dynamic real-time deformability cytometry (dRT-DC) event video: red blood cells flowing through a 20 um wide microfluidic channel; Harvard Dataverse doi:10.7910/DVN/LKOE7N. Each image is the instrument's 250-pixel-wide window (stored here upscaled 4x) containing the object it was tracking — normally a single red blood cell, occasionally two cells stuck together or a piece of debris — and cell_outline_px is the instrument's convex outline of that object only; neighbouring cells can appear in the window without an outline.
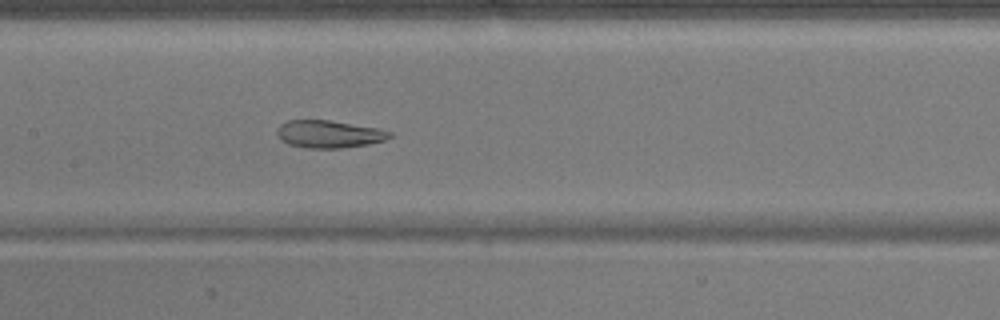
{"species": "common noctule bat (a hibernating species)", "species_latin": "Nyctalus noctula", "temperature_condition": "warm", "stored_images_in_passage": 51, "camera_frame_rate_fps": 3000, "um_per_image_px": 0.085, "animal": {"sex": "male", "body_mass_g": 17.9}, "frame": {"image": 1, "passage_image": 24, "time_ms": 7.667, "image_size_px": [1000, 320], "cell_outline_px": [[392, 136], [384, 140], [368, 144], [340, 148], [304, 148], [288, 144], [280, 140], [276, 136], [276, 128], [280, 124], [288, 120], [328, 120], [380, 128], [392, 132]], "centroid_in_image_um": [27.92, 11.39], "position_along_channel_um": 179.5, "area_um2": 18.26}}
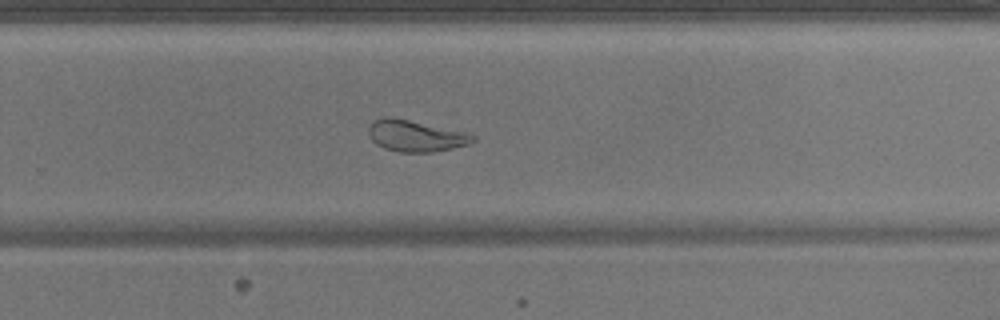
{"frame": {"image": 2, "passage_image": 33, "time_ms": 10.667, "image_size_px": [1000, 320], "cell_outline_px": [[476, 140], [468, 144], [452, 148], [432, 152], [400, 152], [384, 148], [376, 144], [368, 136], [368, 128], [372, 120], [384, 116], [388, 116], [468, 132], [476, 136]], "centroid_in_image_um": [35.31, 11.54], "position_along_channel_um": 294.5, "area_um2": 19.19}}
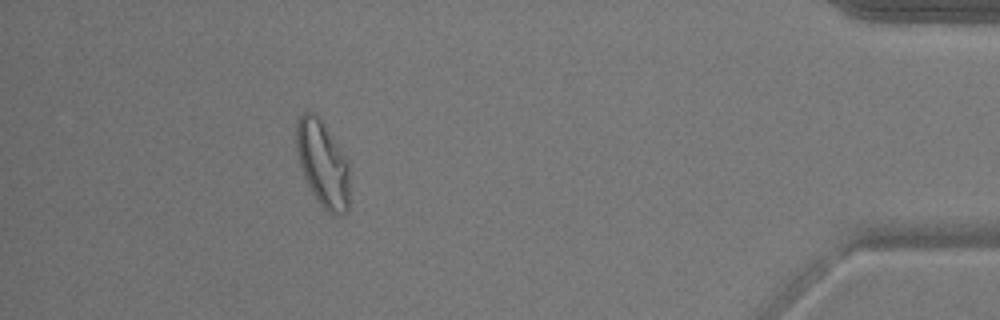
{"frame": {"image": 3, "passage_image": 46, "time_ms": 15.0, "image_size_px": [1000, 320], "cell_outline_px": [[348, 212], [344, 216], [336, 216], [328, 212], [316, 200], [304, 176], [300, 164], [296, 148], [296, 124], [300, 116], [304, 112], [316, 112], [348, 160]], "centroid_in_image_um": [27.43, 13.93], "position_along_channel_um": 407.8, "area_um2": 26.7}, "authors_computed_cell_mechanics": {"area_um2": 23.8714, "velocity_mm_per_s": 3.8543, "shape_relaxation_time_tau1_ms": null, "shape_relaxation_time_tau2_ms": 2.6847, "deformation_change_tau1": null, "deformation_change_tau2": 0.0816}}